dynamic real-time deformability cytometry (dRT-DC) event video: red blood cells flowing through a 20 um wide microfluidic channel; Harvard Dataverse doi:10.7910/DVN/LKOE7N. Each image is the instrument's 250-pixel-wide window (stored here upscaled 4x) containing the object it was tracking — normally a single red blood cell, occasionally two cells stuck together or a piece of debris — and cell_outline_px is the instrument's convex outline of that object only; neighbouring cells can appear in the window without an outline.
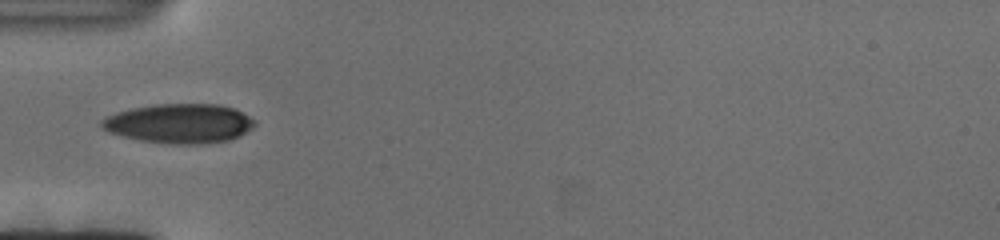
{"species": "human", "species_latin": "Homo sapiens", "temperature_condition": "cold", "stored_images_in_passage": 27, "camera_frame_rate_fps": 3000, "um_per_image_px": 0.085, "donor": {"sex": "female"}, "frame": {"image": 1, "passage_image": 1, "time_ms": 0.0, "image_size_px": [1000, 240], "cell_outline_px": [[256, 124], [252, 128], [240, 136], [228, 140], [200, 144], [172, 144], [140, 140], [108, 132], [100, 128], [100, 120], [104, 116], [116, 112], [132, 108], [156, 104], [220, 104], [236, 108], [256, 120]], "centroid_in_image_um": [15.25, 10.48], "position_along_channel_um": 69.8, "area_um2": 35.49}}
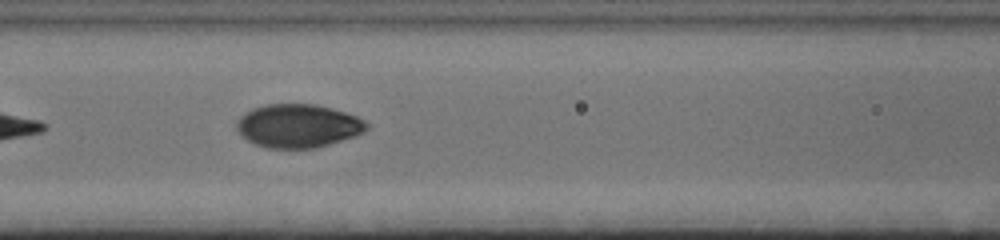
{"frame": {"image": 2, "passage_image": 15, "time_ms": 4.667, "image_size_px": [1000, 240], "cell_outline_px": [[368, 128], [364, 132], [356, 136], [316, 148], [268, 148], [256, 144], [248, 140], [236, 128], [236, 120], [244, 112], [252, 108], [264, 104], [316, 104], [332, 108], [356, 116], [364, 120], [368, 124]], "centroid_in_image_um": [25.34, 10.69], "position_along_channel_um": 141.3, "area_um2": 33.0}}
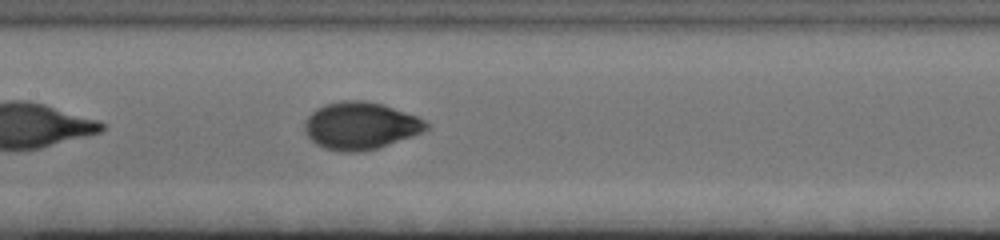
{"frame": {"image": 3, "passage_image": 22, "time_ms": 7.0, "image_size_px": [1000, 240], "cell_outline_px": [[428, 128], [412, 136], [376, 148], [360, 152], [340, 152], [324, 148], [316, 144], [304, 132], [304, 120], [316, 108], [324, 104], [340, 100], [364, 100], [384, 104], [416, 116], [424, 120], [428, 124]], "centroid_in_image_um": [30.59, 10.67], "position_along_channel_um": 176.8, "area_um2": 33.58}}